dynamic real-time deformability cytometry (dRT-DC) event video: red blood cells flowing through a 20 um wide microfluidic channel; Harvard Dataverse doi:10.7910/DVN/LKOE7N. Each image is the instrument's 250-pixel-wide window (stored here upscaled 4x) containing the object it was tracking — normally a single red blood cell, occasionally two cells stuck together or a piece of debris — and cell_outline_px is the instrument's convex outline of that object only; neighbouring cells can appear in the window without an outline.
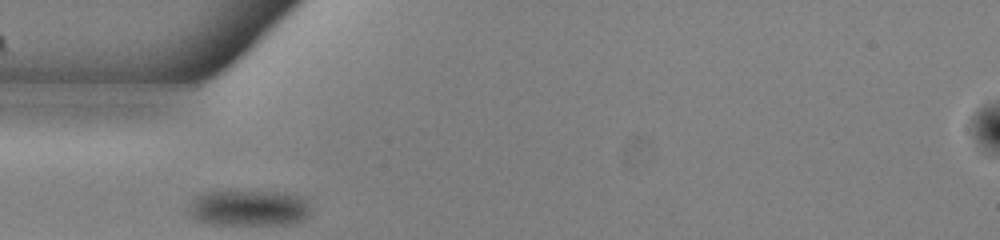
{"species": "common noctule bat (a hibernating species)", "species_latin": "Nyctalus noctula", "temperature_condition": "warm", "stored_images_in_passage": 28, "camera_frame_rate_fps": 3000, "um_per_image_px": 0.085, "animal": {"sex": "male", "body_mass_g": 13.0, "forearm_length_mm": 53.1}, "frame": {"image": 1, "passage_image": 1, "time_ms": 0.0, "image_size_px": [1000, 240], "cell_outline_px": [[312, 212], [304, 220], [292, 224], [208, 224], [196, 220], [188, 212], [188, 204], [196, 196], [204, 192], [228, 188], [252, 188], [284, 192], [300, 196], [308, 200]], "centroid_in_image_um": [21.15, 17.61], "position_along_channel_um": 63.8, "area_um2": 27.34}}
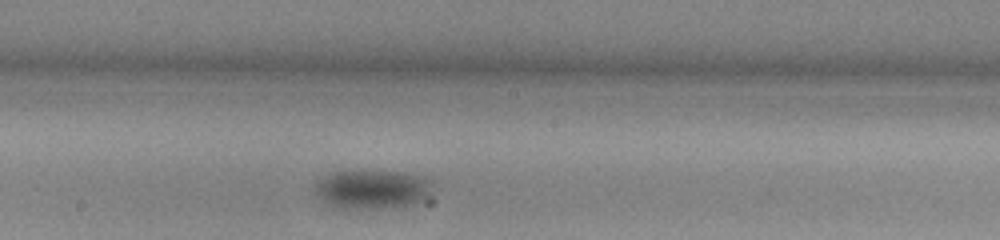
{"frame": {"image": 2, "passage_image": 13, "time_ms": 4.0, "image_size_px": [1000, 240], "cell_outline_px": [[432, 184], [428, 192], [420, 200], [412, 204], [392, 208], [336, 208], [328, 204], [316, 196], [312, 192], [316, 184], [324, 176], [332, 172], [348, 168], [360, 168], [412, 172], [424, 176], [432, 180]], "centroid_in_image_um": [31.58, 16.02], "position_along_channel_um": 216.6, "area_um2": 27.86}}
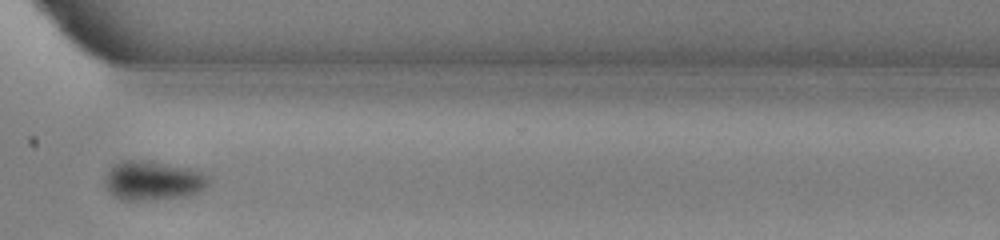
{"frame": {"image": 3, "passage_image": 24, "time_ms": 7.667, "image_size_px": [1000, 240], "cell_outline_px": [[208, 184], [200, 192], [184, 196], [148, 200], [120, 200], [104, 184], [104, 176], [120, 160], [144, 160], [188, 168], [204, 172], [208, 176]], "centroid_in_image_um": [13.01, 15.35], "position_along_channel_um": 357.6, "area_um2": 23.47}, "authors_computed_cell_mechanics": {"area_um2": 26.9348, "velocity_mm_per_s": 3.8427, "shape_relaxation_time_tau1_ms": 2.2239, "shape_relaxation_time_tau2_ms": null, "deformation_change_tau1": 0.0584, "deformation_change_tau2": null}}